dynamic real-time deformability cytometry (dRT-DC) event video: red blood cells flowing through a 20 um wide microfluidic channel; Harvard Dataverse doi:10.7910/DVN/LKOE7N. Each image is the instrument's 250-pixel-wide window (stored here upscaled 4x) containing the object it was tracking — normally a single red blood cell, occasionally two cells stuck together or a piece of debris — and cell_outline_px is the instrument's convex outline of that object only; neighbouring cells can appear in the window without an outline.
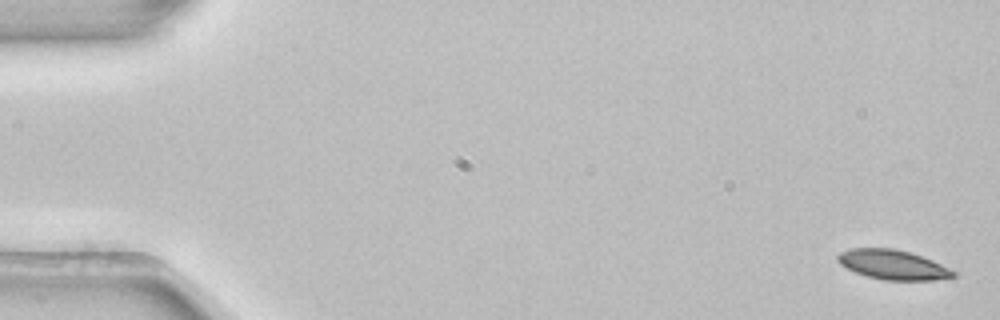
{"species": "common noctule bat (a hibernating species)", "species_latin": "Nyctalus noctula", "temperature_condition": "room temperature", "stored_images_in_passage": 4, "camera_frame_rate_fps": 3000, "um_per_image_px": 0.085, "animal": {"sex": "female", "body_mass_g": 22.7, "forearm_length_mm": 54.2}, "frame": {"image": 1, "passage_image": 1, "time_ms": 0.0, "image_size_px": [1000, 320], "cell_outline_px": [[956, 276], [932, 280], [884, 280], [868, 276], [856, 272], [840, 264], [836, 260], [836, 256], [840, 252], [852, 248], [892, 248], [912, 252], [932, 260], [956, 272]], "centroid_in_image_um": [75.88, 22.49], "position_along_channel_um": 9.1, "area_um2": 19.83}}
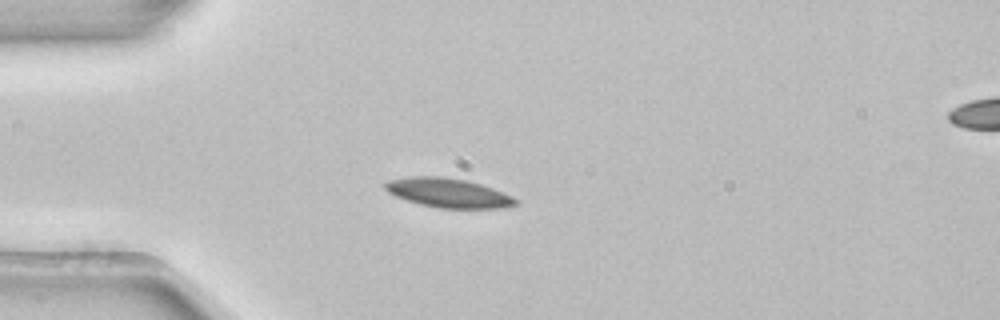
{"frame": {"image": 2, "passage_image": 4, "time_ms": 1.0, "image_size_px": [1000, 320], "cell_outline_px": [[520, 204], [500, 208], [440, 208], [420, 204], [396, 196], [388, 192], [384, 188], [384, 184], [388, 180], [408, 176], [440, 176], [464, 180], [480, 184], [492, 188], [512, 196], [520, 200]], "centroid_in_image_um": [38.11, 16.39], "position_along_channel_um": 46.9, "area_um2": 22.2}}